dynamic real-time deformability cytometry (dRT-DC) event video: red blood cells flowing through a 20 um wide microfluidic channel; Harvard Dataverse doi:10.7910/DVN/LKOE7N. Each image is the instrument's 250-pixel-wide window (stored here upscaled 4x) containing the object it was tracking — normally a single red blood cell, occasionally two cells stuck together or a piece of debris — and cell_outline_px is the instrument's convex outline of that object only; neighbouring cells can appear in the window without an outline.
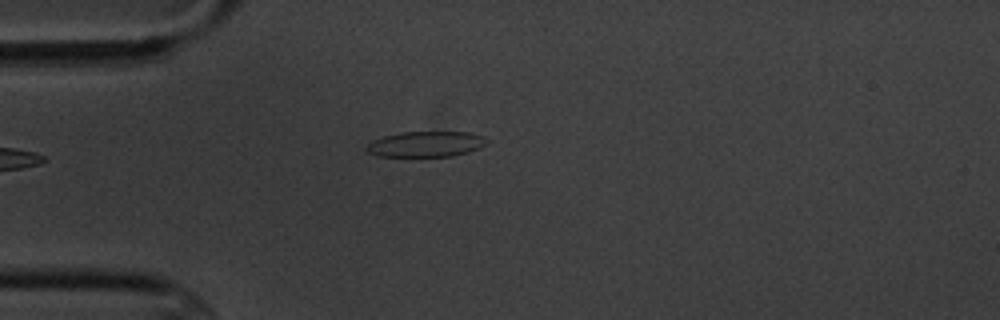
{"species": "common noctule bat (a hibernating species)", "species_latin": "Nyctalus noctula", "temperature_condition": "cold", "stored_images_in_passage": 2, "camera_frame_rate_fps": 3000, "um_per_image_px": 0.085, "animal": {"sex": "male", "body_mass_g": 20.1, "forearm_length_mm": 53.5}, "frame": {"image": 1, "passage_image": 2, "time_ms": 1.0, "image_size_px": [1000, 320], "cell_outline_px": [[488, 144], [468, 152], [452, 156], [376, 156], [368, 152], [364, 148], [372, 140], [384, 136], [404, 132], [468, 132], [484, 136], [488, 140]], "centroid_in_image_um": [36.21, 12.25], "position_along_channel_um": 48.8, "area_um2": 17.92}}